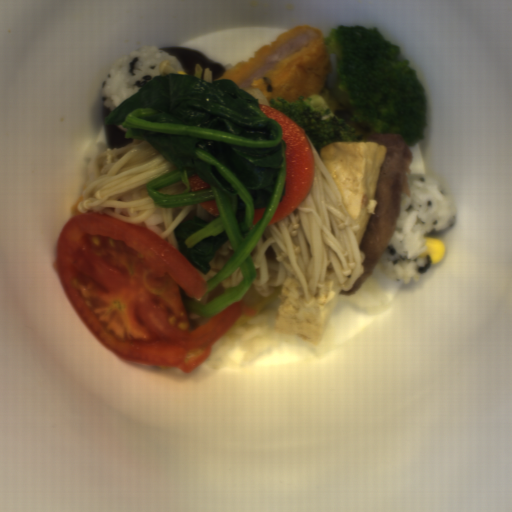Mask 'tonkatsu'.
Instances as JSON below:
<instances>
[{"label":"tonkatsu","instance_id":"obj_1","mask_svg":"<svg viewBox=\"0 0 512 512\" xmlns=\"http://www.w3.org/2000/svg\"><path fill=\"white\" fill-rule=\"evenodd\" d=\"M324 37L322 30L312 25L294 26L219 79L232 80L259 104L270 107V98L293 102L321 94L332 66Z\"/></svg>","mask_w":512,"mask_h":512}]
</instances>
